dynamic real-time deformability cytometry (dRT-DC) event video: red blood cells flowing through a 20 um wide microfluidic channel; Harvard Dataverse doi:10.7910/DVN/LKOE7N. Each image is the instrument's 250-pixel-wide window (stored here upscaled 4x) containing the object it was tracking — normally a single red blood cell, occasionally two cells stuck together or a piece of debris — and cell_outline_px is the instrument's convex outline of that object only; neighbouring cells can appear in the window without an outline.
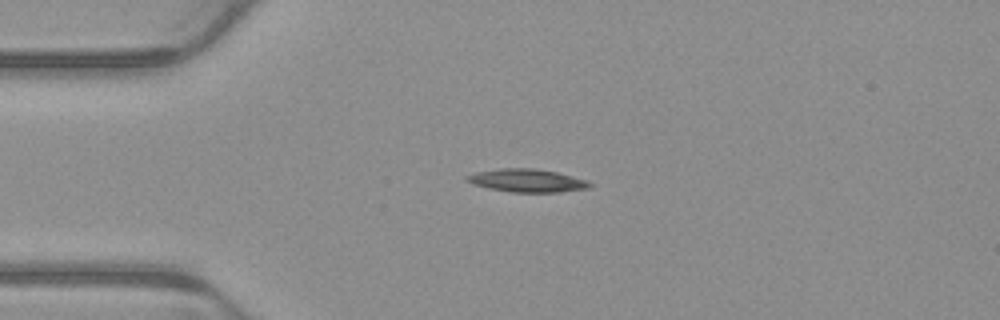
{"species": "common noctule bat (a hibernating species)", "species_latin": "Nyctalus noctula", "temperature_condition": "warm", "stored_images_in_passage": 2, "camera_frame_rate_fps": 3000, "um_per_image_px": 0.085, "animal": {"sex": "male", "body_mass_g": 23.1, "forearm_length_mm": 52.7}, "frame": {"image": 1, "passage_image": 1, "time_ms": 0.0, "image_size_px": [1000, 320], "cell_outline_px": [[592, 184], [588, 188], [560, 192], [512, 192], [492, 188], [476, 184], [464, 180], [464, 176], [476, 172], [500, 168], [536, 168], [556, 172], [588, 180]], "centroid_in_image_um": [44.81, 15.33], "position_along_channel_um": 40.2, "area_um2": 16.36}}